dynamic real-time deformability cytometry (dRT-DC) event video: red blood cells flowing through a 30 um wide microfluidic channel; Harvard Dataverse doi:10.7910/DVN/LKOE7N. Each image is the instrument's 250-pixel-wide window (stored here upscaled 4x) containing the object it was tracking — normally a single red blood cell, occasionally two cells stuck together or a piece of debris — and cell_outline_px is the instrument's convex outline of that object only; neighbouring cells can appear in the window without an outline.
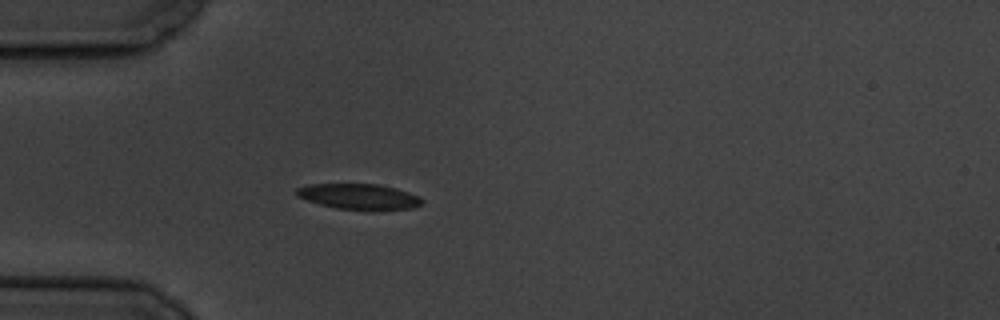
{"species": "common noctule bat (a hibernating species)", "species_latin": "Nyctalus noctula", "temperature_condition": "cold", "stored_images_in_passage": 29, "camera_frame_rate_fps": 3000, "um_per_image_px": 0.085, "animal": {"sex": "male", "body_mass_g": 19.5, "forearm_length_mm": 54.6}, "frame": {"image": 1, "passage_image": 1, "time_ms": 0.0, "image_size_px": [1000, 320], "cell_outline_px": [[424, 204], [412, 208], [372, 212], [336, 208], [320, 204], [296, 196], [296, 188], [308, 184], [380, 184], [396, 188], [420, 196], [424, 200]], "centroid_in_image_um": [30.58, 16.73], "position_along_channel_um": 54.4, "area_um2": 19.31}}
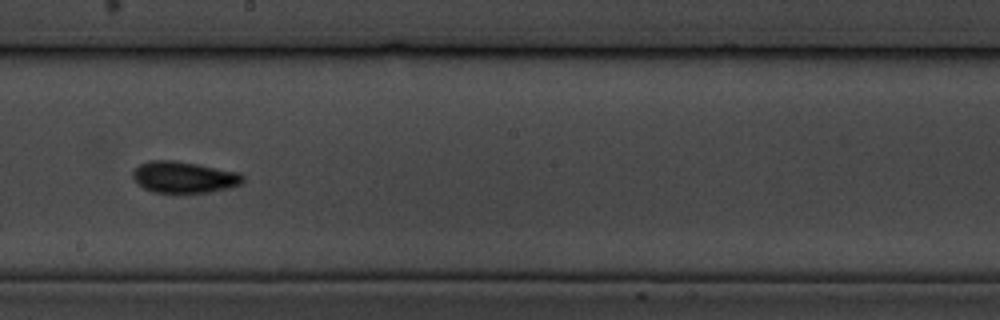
{"frame": {"image": 2, "passage_image": 17, "time_ms": 5.333, "image_size_px": [1000, 320], "cell_outline_px": [[244, 180], [240, 184], [228, 188], [208, 192], [152, 192], [144, 188], [132, 176], [132, 172], [140, 164], [152, 160], [172, 160], [196, 164], [240, 172], [244, 176]], "centroid_in_image_um": [15.66, 15.05], "position_along_channel_um": 232.5, "area_um2": 19.88}}
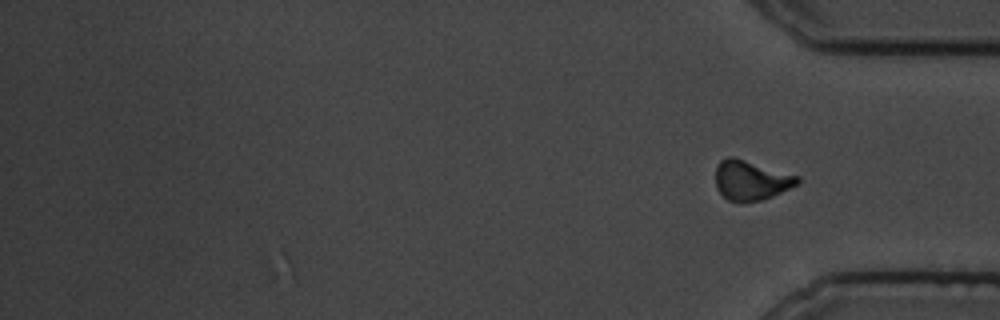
{"frame": {"image": 3, "passage_image": 29, "time_ms": 9.333, "image_size_px": [1000, 320], "cell_outline_px": [[800, 184], [772, 196], [760, 200], [728, 200], [716, 188], [716, 164], [720, 160], [728, 156], [732, 156], [800, 176]], "centroid_in_image_um": [63.85, 15.29], "position_along_channel_um": 371.4, "area_um2": 18.79}, "authors_computed_cell_mechanics": {"area_um2": 19.3052, "velocity_mm_per_s": 3.4897, "shape_relaxation_time_tau1_ms": 4.8235, "shape_relaxation_time_tau2_ms": 2.8361, "deformation_change_tau1": 0.1336, "deformation_change_tau2": 0.078}}